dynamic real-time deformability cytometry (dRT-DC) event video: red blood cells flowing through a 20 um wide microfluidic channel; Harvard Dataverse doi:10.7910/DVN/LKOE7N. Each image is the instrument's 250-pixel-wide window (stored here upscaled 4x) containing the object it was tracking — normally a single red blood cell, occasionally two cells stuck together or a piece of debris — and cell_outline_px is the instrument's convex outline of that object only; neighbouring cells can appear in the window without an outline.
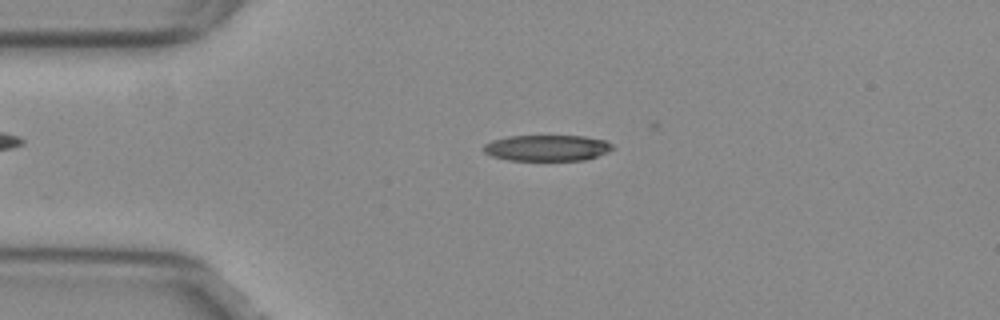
{"species": "common noctule bat (a hibernating species)", "species_latin": "Nyctalus noctula", "temperature_condition": "warm", "stored_images_in_passage": 25, "camera_frame_rate_fps": 3000, "um_per_image_px": 0.085, "animal": {"sex": "female", "body_mass_g": 29.2, "forearm_length_mm": 56.3}, "frame": {"image": 1, "passage_image": 12, "time_ms": 3.667, "image_size_px": [1000, 320], "cell_outline_px": [[616, 148], [608, 152], [584, 160], [508, 160], [492, 156], [484, 152], [484, 144], [492, 140], [508, 136], [584, 136], [604, 140], [612, 144]], "centroid_in_image_um": [46.51, 12.57], "position_along_channel_um": 38.5, "area_um2": 19.54}}
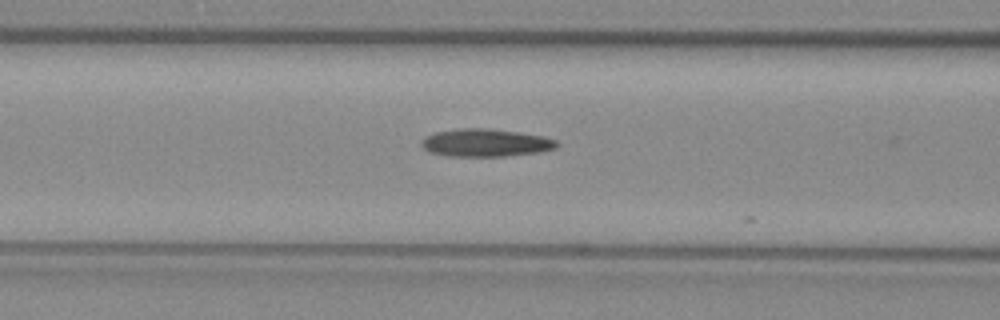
{"frame": {"image": 2, "passage_image": 21, "time_ms": 6.667, "image_size_px": [1000, 320], "cell_outline_px": [[560, 144], [556, 148], [540, 152], [504, 156], [448, 156], [428, 152], [420, 144], [420, 140], [424, 136], [436, 132], [460, 128], [488, 128], [544, 136], [556, 140]], "centroid_in_image_um": [41.25, 12.13], "position_along_channel_um": 125.3, "area_um2": 22.02}}
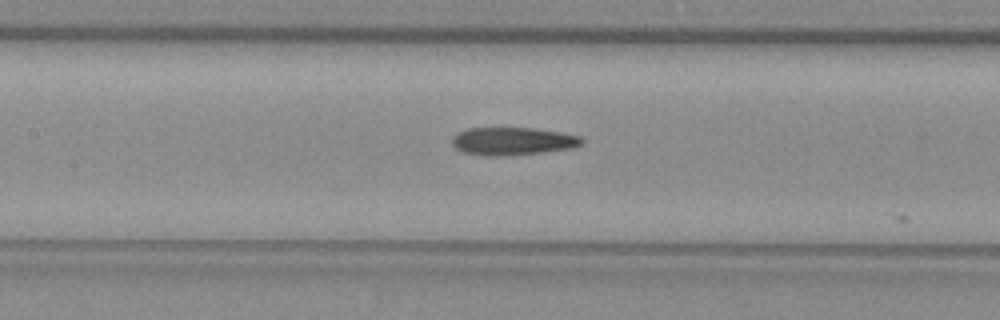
{"frame": {"image": 3, "passage_image": 24, "time_ms": 7.667, "image_size_px": [1000, 320], "cell_outline_px": [[584, 140], [580, 144], [572, 148], [540, 152], [504, 156], [484, 156], [460, 152], [452, 144], [452, 136], [468, 128], [536, 128], [560, 132], [580, 136]], "centroid_in_image_um": [43.54, 12.0], "position_along_channel_um": 163.9, "area_um2": 21.04}}